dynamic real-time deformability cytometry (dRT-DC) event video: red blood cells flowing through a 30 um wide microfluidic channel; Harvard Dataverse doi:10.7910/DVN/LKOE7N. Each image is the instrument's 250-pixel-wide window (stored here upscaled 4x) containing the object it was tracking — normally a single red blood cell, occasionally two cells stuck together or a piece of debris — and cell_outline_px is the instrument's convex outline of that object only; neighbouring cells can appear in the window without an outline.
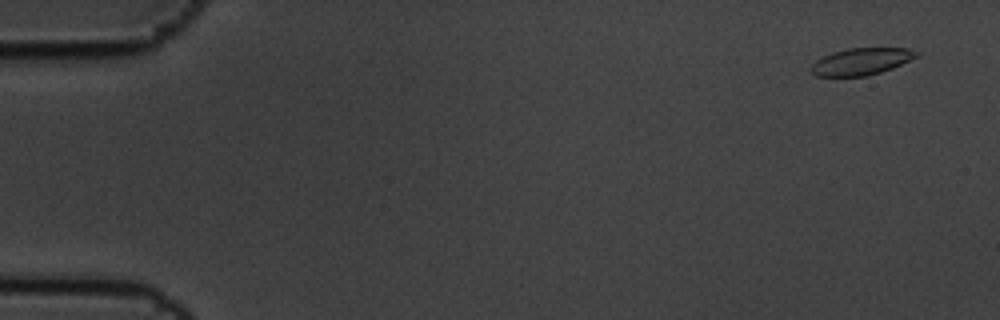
{"species": "common noctule bat (a hibernating species)", "species_latin": "Nyctalus noctula", "temperature_condition": "cold", "stored_images_in_passage": 4, "camera_frame_rate_fps": 3000, "um_per_image_px": 0.085, "animal": {"sex": "male", "body_mass_g": 19.5, "forearm_length_mm": 54.6}, "frame": {"image": 1, "passage_image": 1, "time_ms": 0.0, "image_size_px": [1000, 320], "cell_outline_px": [[920, 56], [892, 68], [868, 76], [816, 76], [808, 68], [816, 60], [832, 52], [848, 48], [908, 48], [920, 52]], "centroid_in_image_um": [73.22, 5.22], "position_along_channel_um": 11.8, "area_um2": 16.65}}